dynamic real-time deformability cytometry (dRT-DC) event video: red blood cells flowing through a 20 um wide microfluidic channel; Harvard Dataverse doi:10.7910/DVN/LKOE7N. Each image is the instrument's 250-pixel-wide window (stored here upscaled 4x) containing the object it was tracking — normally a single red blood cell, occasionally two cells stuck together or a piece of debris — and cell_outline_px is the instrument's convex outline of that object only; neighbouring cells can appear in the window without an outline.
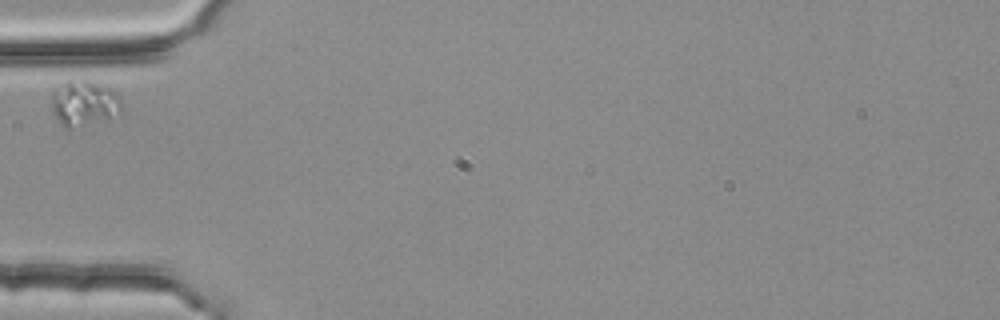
{"species": "common noctule bat (a hibernating species)", "species_latin": "Nyctalus noctula", "temperature_condition": "room temperature", "stored_images_in_passage": 2, "camera_frame_rate_fps": 3000, "um_per_image_px": 0.085, "animal": {"sex": "female", "body_mass_g": 25.1}, "frame": {"image": 1, "passage_image": 1, "time_ms": 0.0, "image_size_px": [1000, 320], "cell_outline_px": [[120, 108], [108, 116], [72, 128], [64, 128], [52, 112], [52, 92], [56, 84], [68, 80], [88, 80], [112, 88], [120, 96]], "centroid_in_image_um": [7.05, 8.7], "position_along_channel_um": 78.0, "area_um2": 18.15}}